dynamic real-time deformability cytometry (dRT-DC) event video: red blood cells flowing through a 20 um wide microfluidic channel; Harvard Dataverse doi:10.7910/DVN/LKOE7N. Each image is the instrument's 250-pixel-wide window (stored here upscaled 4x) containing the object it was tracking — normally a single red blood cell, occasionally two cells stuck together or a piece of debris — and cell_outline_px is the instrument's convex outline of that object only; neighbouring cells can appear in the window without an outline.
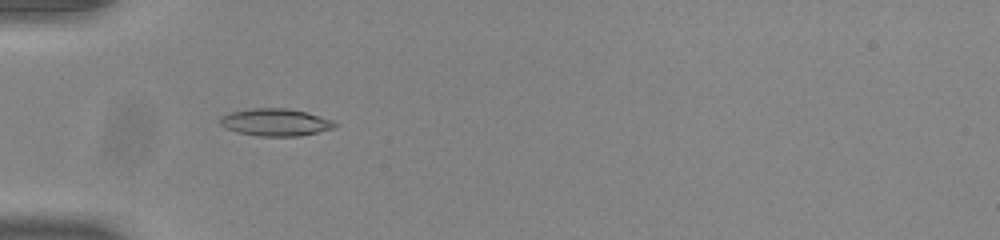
{"species": "common noctule bat (a hibernating species)", "species_latin": "Nyctalus noctula", "temperature_condition": "room temperature", "stored_images_in_passage": 41, "camera_frame_rate_fps": 3000, "um_per_image_px": 0.085, "animal": {"sex": "male", "body_mass_g": 20.0, "forearm_length_mm": 53.3}, "frame": {"image": 1, "passage_image": 5, "time_ms": 1.333, "image_size_px": [1000, 240], "cell_outline_px": [[340, 124], [332, 128], [300, 136], [260, 136], [236, 132], [224, 128], [220, 124], [220, 116], [232, 112], [252, 108], [284, 108], [308, 112], [332, 120]], "centroid_in_image_um": [23.4, 10.39], "position_along_channel_um": 61.6, "area_um2": 18.26}}
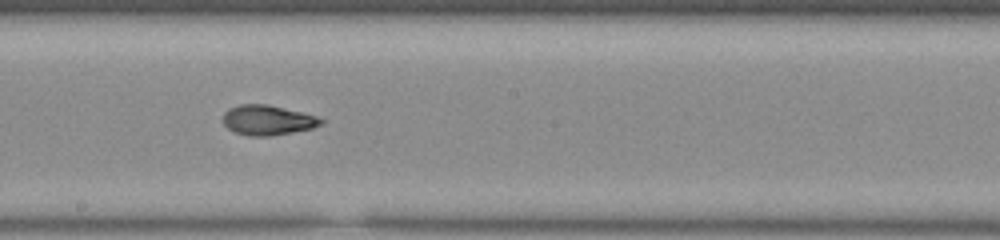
{"frame": {"image": 2, "passage_image": 18, "time_ms": 5.667, "image_size_px": [1000, 240], "cell_outline_px": [[324, 124], [312, 128], [292, 132], [268, 136], [248, 136], [236, 132], [228, 128], [224, 124], [224, 112], [228, 108], [240, 104], [268, 104], [316, 116], [324, 120]], "centroid_in_image_um": [22.75, 10.21], "position_along_channel_um": 225.5, "area_um2": 16.99}}
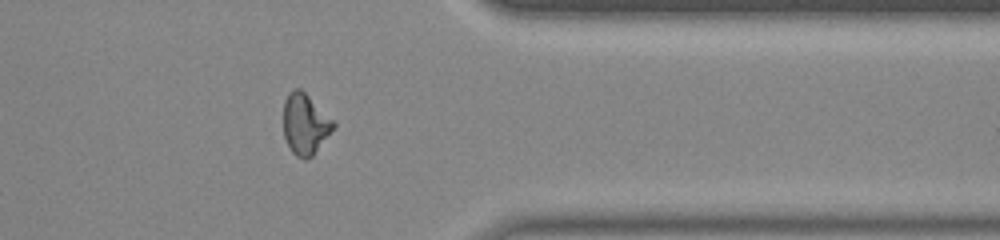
{"frame": {"image": 3, "passage_image": 31, "time_ms": 10.0, "image_size_px": [1000, 240], "cell_outline_px": [[336, 124], [312, 156], [304, 160], [296, 156], [292, 152], [284, 136], [284, 100], [288, 92], [292, 88], [300, 88]], "centroid_in_image_um": [25.89, 10.54], "position_along_channel_um": 385.5, "area_um2": 17.28}, "authors_computed_cell_mechanics": {"area_um2": 17.5134, "velocity_mm_per_s": 3.8976, "shape_relaxation_time_tau1_ms": null, "shape_relaxation_time_tau2_ms": 1.5552, "deformation_change_tau1": null, "deformation_change_tau2": 0.0733}}